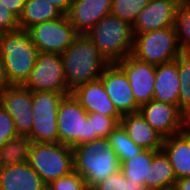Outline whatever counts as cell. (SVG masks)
<instances>
[{"label":"cell","instance_id":"10","mask_svg":"<svg viewBox=\"0 0 190 190\" xmlns=\"http://www.w3.org/2000/svg\"><path fill=\"white\" fill-rule=\"evenodd\" d=\"M27 31L39 52L57 54H62L79 35L66 14L57 19L35 24Z\"/></svg>","mask_w":190,"mask_h":190},{"label":"cell","instance_id":"21","mask_svg":"<svg viewBox=\"0 0 190 190\" xmlns=\"http://www.w3.org/2000/svg\"><path fill=\"white\" fill-rule=\"evenodd\" d=\"M180 86L177 58L156 66L154 100L177 105L179 108Z\"/></svg>","mask_w":190,"mask_h":190},{"label":"cell","instance_id":"37","mask_svg":"<svg viewBox=\"0 0 190 190\" xmlns=\"http://www.w3.org/2000/svg\"><path fill=\"white\" fill-rule=\"evenodd\" d=\"M49 3H52L63 13L66 14L69 10L72 0H48Z\"/></svg>","mask_w":190,"mask_h":190},{"label":"cell","instance_id":"40","mask_svg":"<svg viewBox=\"0 0 190 190\" xmlns=\"http://www.w3.org/2000/svg\"><path fill=\"white\" fill-rule=\"evenodd\" d=\"M180 3L190 2V0H178Z\"/></svg>","mask_w":190,"mask_h":190},{"label":"cell","instance_id":"28","mask_svg":"<svg viewBox=\"0 0 190 190\" xmlns=\"http://www.w3.org/2000/svg\"><path fill=\"white\" fill-rule=\"evenodd\" d=\"M173 27L177 33L182 54L190 55V2L179 4Z\"/></svg>","mask_w":190,"mask_h":190},{"label":"cell","instance_id":"34","mask_svg":"<svg viewBox=\"0 0 190 190\" xmlns=\"http://www.w3.org/2000/svg\"><path fill=\"white\" fill-rule=\"evenodd\" d=\"M19 28L18 18L0 2V33Z\"/></svg>","mask_w":190,"mask_h":190},{"label":"cell","instance_id":"8","mask_svg":"<svg viewBox=\"0 0 190 190\" xmlns=\"http://www.w3.org/2000/svg\"><path fill=\"white\" fill-rule=\"evenodd\" d=\"M65 96L49 91L32 92L33 126L27 136L31 142L59 143L57 115Z\"/></svg>","mask_w":190,"mask_h":190},{"label":"cell","instance_id":"25","mask_svg":"<svg viewBox=\"0 0 190 190\" xmlns=\"http://www.w3.org/2000/svg\"><path fill=\"white\" fill-rule=\"evenodd\" d=\"M31 140L18 136L7 141L0 148V168L28 162Z\"/></svg>","mask_w":190,"mask_h":190},{"label":"cell","instance_id":"22","mask_svg":"<svg viewBox=\"0 0 190 190\" xmlns=\"http://www.w3.org/2000/svg\"><path fill=\"white\" fill-rule=\"evenodd\" d=\"M62 15L64 14L58 7L49 3L48 0H26L18 19L19 28L27 30L35 24L57 19Z\"/></svg>","mask_w":190,"mask_h":190},{"label":"cell","instance_id":"31","mask_svg":"<svg viewBox=\"0 0 190 190\" xmlns=\"http://www.w3.org/2000/svg\"><path fill=\"white\" fill-rule=\"evenodd\" d=\"M47 190H89L87 184L75 170L68 175L53 180L47 185Z\"/></svg>","mask_w":190,"mask_h":190},{"label":"cell","instance_id":"19","mask_svg":"<svg viewBox=\"0 0 190 190\" xmlns=\"http://www.w3.org/2000/svg\"><path fill=\"white\" fill-rule=\"evenodd\" d=\"M0 190H47L28 162L0 168Z\"/></svg>","mask_w":190,"mask_h":190},{"label":"cell","instance_id":"9","mask_svg":"<svg viewBox=\"0 0 190 190\" xmlns=\"http://www.w3.org/2000/svg\"><path fill=\"white\" fill-rule=\"evenodd\" d=\"M22 86L32 92L71 94L65 82L61 54L39 52L35 66Z\"/></svg>","mask_w":190,"mask_h":190},{"label":"cell","instance_id":"1","mask_svg":"<svg viewBox=\"0 0 190 190\" xmlns=\"http://www.w3.org/2000/svg\"><path fill=\"white\" fill-rule=\"evenodd\" d=\"M61 57L65 82L70 91L99 79L104 68L110 64L85 34H79Z\"/></svg>","mask_w":190,"mask_h":190},{"label":"cell","instance_id":"41","mask_svg":"<svg viewBox=\"0 0 190 190\" xmlns=\"http://www.w3.org/2000/svg\"><path fill=\"white\" fill-rule=\"evenodd\" d=\"M188 128L190 129V119H188Z\"/></svg>","mask_w":190,"mask_h":190},{"label":"cell","instance_id":"6","mask_svg":"<svg viewBox=\"0 0 190 190\" xmlns=\"http://www.w3.org/2000/svg\"><path fill=\"white\" fill-rule=\"evenodd\" d=\"M182 54L174 27L134 34L131 56L152 65L175 60Z\"/></svg>","mask_w":190,"mask_h":190},{"label":"cell","instance_id":"16","mask_svg":"<svg viewBox=\"0 0 190 190\" xmlns=\"http://www.w3.org/2000/svg\"><path fill=\"white\" fill-rule=\"evenodd\" d=\"M112 0H72L66 16L79 34H85L110 14Z\"/></svg>","mask_w":190,"mask_h":190},{"label":"cell","instance_id":"13","mask_svg":"<svg viewBox=\"0 0 190 190\" xmlns=\"http://www.w3.org/2000/svg\"><path fill=\"white\" fill-rule=\"evenodd\" d=\"M111 102L121 115L139 112L130 82L124 71L116 64L106 66L99 78Z\"/></svg>","mask_w":190,"mask_h":190},{"label":"cell","instance_id":"11","mask_svg":"<svg viewBox=\"0 0 190 190\" xmlns=\"http://www.w3.org/2000/svg\"><path fill=\"white\" fill-rule=\"evenodd\" d=\"M139 113L164 138L181 133L188 127V118L177 105L153 99L141 105Z\"/></svg>","mask_w":190,"mask_h":190},{"label":"cell","instance_id":"17","mask_svg":"<svg viewBox=\"0 0 190 190\" xmlns=\"http://www.w3.org/2000/svg\"><path fill=\"white\" fill-rule=\"evenodd\" d=\"M71 94L87 113H98L107 117H122L111 102L100 79L78 86L71 91Z\"/></svg>","mask_w":190,"mask_h":190},{"label":"cell","instance_id":"3","mask_svg":"<svg viewBox=\"0 0 190 190\" xmlns=\"http://www.w3.org/2000/svg\"><path fill=\"white\" fill-rule=\"evenodd\" d=\"M0 53L11 85H23L35 66L39 51L27 30L18 28L0 33Z\"/></svg>","mask_w":190,"mask_h":190},{"label":"cell","instance_id":"33","mask_svg":"<svg viewBox=\"0 0 190 190\" xmlns=\"http://www.w3.org/2000/svg\"><path fill=\"white\" fill-rule=\"evenodd\" d=\"M91 190H127L126 178L119 170L96 184Z\"/></svg>","mask_w":190,"mask_h":190},{"label":"cell","instance_id":"30","mask_svg":"<svg viewBox=\"0 0 190 190\" xmlns=\"http://www.w3.org/2000/svg\"><path fill=\"white\" fill-rule=\"evenodd\" d=\"M89 121H92L93 140L108 138L109 134L120 124L122 117H107L98 113H88Z\"/></svg>","mask_w":190,"mask_h":190},{"label":"cell","instance_id":"35","mask_svg":"<svg viewBox=\"0 0 190 190\" xmlns=\"http://www.w3.org/2000/svg\"><path fill=\"white\" fill-rule=\"evenodd\" d=\"M26 0H0V2L8 8L18 19L22 14L24 3Z\"/></svg>","mask_w":190,"mask_h":190},{"label":"cell","instance_id":"5","mask_svg":"<svg viewBox=\"0 0 190 190\" xmlns=\"http://www.w3.org/2000/svg\"><path fill=\"white\" fill-rule=\"evenodd\" d=\"M28 163L48 185L74 171L73 149L61 143L31 142Z\"/></svg>","mask_w":190,"mask_h":190},{"label":"cell","instance_id":"39","mask_svg":"<svg viewBox=\"0 0 190 190\" xmlns=\"http://www.w3.org/2000/svg\"><path fill=\"white\" fill-rule=\"evenodd\" d=\"M127 190H147L145 185H139L131 180L126 179Z\"/></svg>","mask_w":190,"mask_h":190},{"label":"cell","instance_id":"23","mask_svg":"<svg viewBox=\"0 0 190 190\" xmlns=\"http://www.w3.org/2000/svg\"><path fill=\"white\" fill-rule=\"evenodd\" d=\"M155 152L154 150L143 149L132 159L122 161L120 170L125 178L139 185H145V188L149 190V173Z\"/></svg>","mask_w":190,"mask_h":190},{"label":"cell","instance_id":"14","mask_svg":"<svg viewBox=\"0 0 190 190\" xmlns=\"http://www.w3.org/2000/svg\"><path fill=\"white\" fill-rule=\"evenodd\" d=\"M116 64L124 71L132 88L136 103L141 106L153 100L156 66L128 55Z\"/></svg>","mask_w":190,"mask_h":190},{"label":"cell","instance_id":"36","mask_svg":"<svg viewBox=\"0 0 190 190\" xmlns=\"http://www.w3.org/2000/svg\"><path fill=\"white\" fill-rule=\"evenodd\" d=\"M9 86H12V85L9 83V80L7 78L6 71H5L4 58L0 53V90Z\"/></svg>","mask_w":190,"mask_h":190},{"label":"cell","instance_id":"26","mask_svg":"<svg viewBox=\"0 0 190 190\" xmlns=\"http://www.w3.org/2000/svg\"><path fill=\"white\" fill-rule=\"evenodd\" d=\"M108 140L114 148L120 163L132 159L143 150L130 139L121 124L109 134Z\"/></svg>","mask_w":190,"mask_h":190},{"label":"cell","instance_id":"18","mask_svg":"<svg viewBox=\"0 0 190 190\" xmlns=\"http://www.w3.org/2000/svg\"><path fill=\"white\" fill-rule=\"evenodd\" d=\"M120 124L137 146L145 150H162L164 137L139 112L122 115Z\"/></svg>","mask_w":190,"mask_h":190},{"label":"cell","instance_id":"4","mask_svg":"<svg viewBox=\"0 0 190 190\" xmlns=\"http://www.w3.org/2000/svg\"><path fill=\"white\" fill-rule=\"evenodd\" d=\"M85 35L110 63L131 54L134 40L132 25L114 14H107Z\"/></svg>","mask_w":190,"mask_h":190},{"label":"cell","instance_id":"32","mask_svg":"<svg viewBox=\"0 0 190 190\" xmlns=\"http://www.w3.org/2000/svg\"><path fill=\"white\" fill-rule=\"evenodd\" d=\"M13 119L0 105V148L10 139L18 137Z\"/></svg>","mask_w":190,"mask_h":190},{"label":"cell","instance_id":"38","mask_svg":"<svg viewBox=\"0 0 190 190\" xmlns=\"http://www.w3.org/2000/svg\"><path fill=\"white\" fill-rule=\"evenodd\" d=\"M174 188L175 190H190V177L177 179Z\"/></svg>","mask_w":190,"mask_h":190},{"label":"cell","instance_id":"20","mask_svg":"<svg viewBox=\"0 0 190 190\" xmlns=\"http://www.w3.org/2000/svg\"><path fill=\"white\" fill-rule=\"evenodd\" d=\"M162 150L173 167L176 180L190 177V129L164 138Z\"/></svg>","mask_w":190,"mask_h":190},{"label":"cell","instance_id":"42","mask_svg":"<svg viewBox=\"0 0 190 190\" xmlns=\"http://www.w3.org/2000/svg\"><path fill=\"white\" fill-rule=\"evenodd\" d=\"M164 190H175V188L173 187V188H169V189H164Z\"/></svg>","mask_w":190,"mask_h":190},{"label":"cell","instance_id":"15","mask_svg":"<svg viewBox=\"0 0 190 190\" xmlns=\"http://www.w3.org/2000/svg\"><path fill=\"white\" fill-rule=\"evenodd\" d=\"M180 2L178 0H149L132 26L133 34L171 27Z\"/></svg>","mask_w":190,"mask_h":190},{"label":"cell","instance_id":"29","mask_svg":"<svg viewBox=\"0 0 190 190\" xmlns=\"http://www.w3.org/2000/svg\"><path fill=\"white\" fill-rule=\"evenodd\" d=\"M149 0H112L111 14L133 26L138 13L147 6Z\"/></svg>","mask_w":190,"mask_h":190},{"label":"cell","instance_id":"7","mask_svg":"<svg viewBox=\"0 0 190 190\" xmlns=\"http://www.w3.org/2000/svg\"><path fill=\"white\" fill-rule=\"evenodd\" d=\"M57 128L59 143L72 149L93 141L92 121H89L87 111L72 94L66 95L60 103Z\"/></svg>","mask_w":190,"mask_h":190},{"label":"cell","instance_id":"2","mask_svg":"<svg viewBox=\"0 0 190 190\" xmlns=\"http://www.w3.org/2000/svg\"><path fill=\"white\" fill-rule=\"evenodd\" d=\"M74 170L91 190L120 170L121 163L108 138H99L73 148Z\"/></svg>","mask_w":190,"mask_h":190},{"label":"cell","instance_id":"24","mask_svg":"<svg viewBox=\"0 0 190 190\" xmlns=\"http://www.w3.org/2000/svg\"><path fill=\"white\" fill-rule=\"evenodd\" d=\"M176 182L173 167L163 150L156 151L149 173V190L173 188Z\"/></svg>","mask_w":190,"mask_h":190},{"label":"cell","instance_id":"27","mask_svg":"<svg viewBox=\"0 0 190 190\" xmlns=\"http://www.w3.org/2000/svg\"><path fill=\"white\" fill-rule=\"evenodd\" d=\"M179 81V109L190 119V55L181 54L177 57Z\"/></svg>","mask_w":190,"mask_h":190},{"label":"cell","instance_id":"12","mask_svg":"<svg viewBox=\"0 0 190 190\" xmlns=\"http://www.w3.org/2000/svg\"><path fill=\"white\" fill-rule=\"evenodd\" d=\"M0 105L13 119L19 136H28L33 126L32 91L22 85L0 90Z\"/></svg>","mask_w":190,"mask_h":190}]
</instances>
